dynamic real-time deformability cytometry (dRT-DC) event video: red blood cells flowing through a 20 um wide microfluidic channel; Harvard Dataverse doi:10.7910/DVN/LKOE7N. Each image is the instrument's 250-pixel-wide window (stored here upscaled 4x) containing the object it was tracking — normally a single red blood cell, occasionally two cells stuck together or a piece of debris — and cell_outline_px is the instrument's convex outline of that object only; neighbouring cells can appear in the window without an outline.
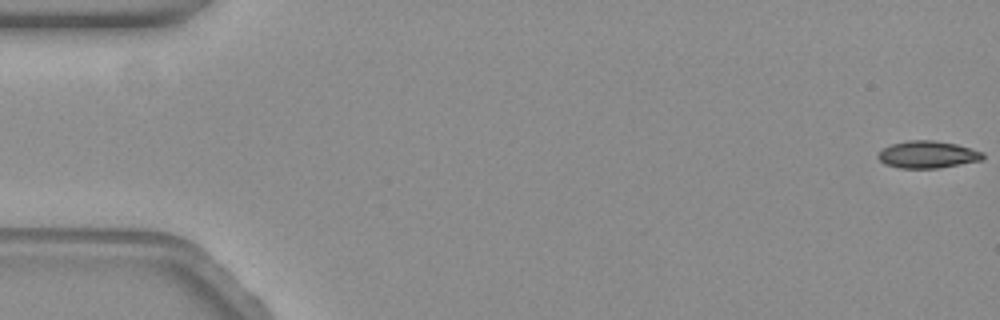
{"species": "common noctule bat (a hibernating species)", "species_latin": "Nyctalus noctula", "temperature_condition": "warm", "stored_images_in_passage": 9, "camera_frame_rate_fps": 3000, "um_per_image_px": 0.085, "animal": {"sex": "female", "body_mass_g": 19.3, "forearm_length_mm": 54.1}, "frame": {"image": 1, "passage_image": 1, "time_ms": 0.0, "image_size_px": [1000, 320], "cell_outline_px": [[984, 160], [936, 168], [900, 168], [884, 164], [876, 156], [884, 148], [892, 144], [908, 140], [932, 140], [956, 144], [984, 152]], "centroid_in_image_um": [78.86, 13.14], "position_along_channel_um": 6.1, "area_um2": 16.53}}